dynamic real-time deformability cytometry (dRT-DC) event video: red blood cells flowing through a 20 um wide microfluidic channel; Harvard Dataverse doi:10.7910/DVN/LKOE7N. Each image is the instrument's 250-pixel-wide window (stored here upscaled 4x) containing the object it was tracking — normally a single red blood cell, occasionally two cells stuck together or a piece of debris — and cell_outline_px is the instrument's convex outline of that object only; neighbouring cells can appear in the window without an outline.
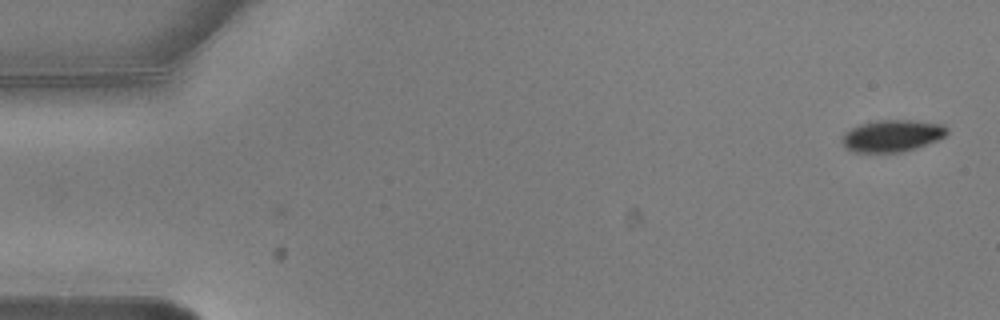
{"species": "common noctule bat (a hibernating species)", "species_latin": "Nyctalus noctula", "temperature_condition": "warm", "stored_images_in_passage": 2, "camera_frame_rate_fps": 3000, "um_per_image_px": 0.085, "animal": {"sex": "male", "body_mass_g": 20.5, "forearm_length_mm": 52.5}, "frame": {"image": 1, "passage_image": 2, "time_ms": 0.333, "image_size_px": [1000, 320], "cell_outline_px": [[948, 132], [944, 136], [936, 140], [916, 148], [900, 152], [852, 152], [840, 140], [844, 132], [860, 124], [876, 120], [916, 120], [944, 124], [948, 128]], "centroid_in_image_um": [75.83, 11.53], "position_along_channel_um": 9.2, "area_um2": 19.54}}